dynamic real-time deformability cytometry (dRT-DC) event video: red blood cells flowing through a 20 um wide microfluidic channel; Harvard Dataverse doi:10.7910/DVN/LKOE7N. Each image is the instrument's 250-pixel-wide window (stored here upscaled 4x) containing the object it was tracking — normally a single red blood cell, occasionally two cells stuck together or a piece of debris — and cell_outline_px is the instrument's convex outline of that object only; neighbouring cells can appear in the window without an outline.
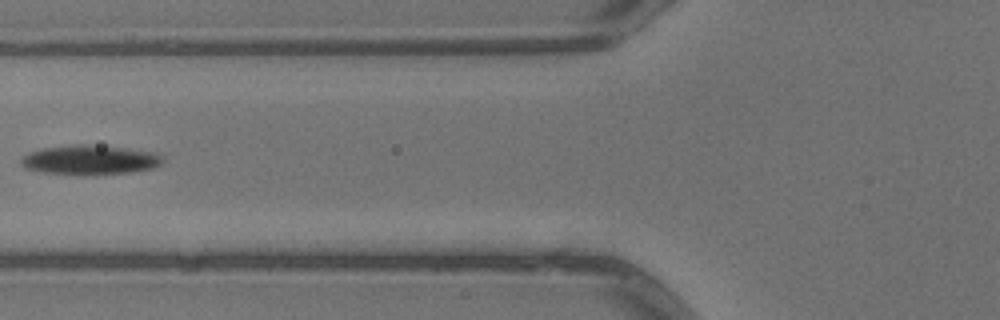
{"species": "common noctule bat (a hibernating species)", "species_latin": "Nyctalus noctula", "temperature_condition": "warm", "stored_images_in_passage": 5, "camera_frame_rate_fps": 3000, "um_per_image_px": 0.085, "animal": {"sex": "male", "body_mass_g": 13.3}, "frame": {"image": 1, "passage_image": 5, "time_ms": 1.333, "image_size_px": [1000, 320], "cell_outline_px": [[164, 160], [160, 164], [152, 168], [132, 172], [92, 176], [80, 176], [44, 172], [24, 168], [20, 164], [20, 160], [28, 152], [40, 148], [72, 144], [88, 144], [156, 152]], "centroid_in_image_um": [7.59, 13.61], "position_along_channel_um": 118.2, "area_um2": 24.85}}